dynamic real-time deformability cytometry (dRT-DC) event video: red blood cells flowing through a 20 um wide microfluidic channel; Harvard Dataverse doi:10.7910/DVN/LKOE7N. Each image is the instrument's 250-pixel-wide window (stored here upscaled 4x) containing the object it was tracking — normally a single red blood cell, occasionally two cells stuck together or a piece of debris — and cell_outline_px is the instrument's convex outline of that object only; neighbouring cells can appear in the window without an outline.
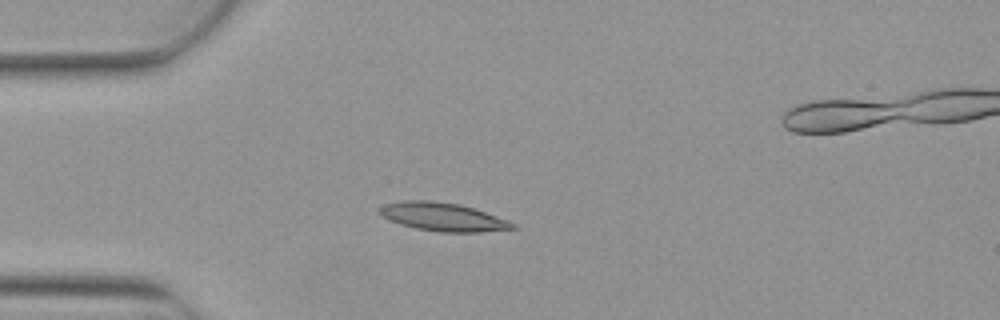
{"species": "Egyptian fruit bat (a non-hibernating species)", "species_latin": "Rousettus aegyptiacus", "temperature_condition": "warm", "stored_images_in_passage": 5, "camera_frame_rate_fps": 3000, "um_per_image_px": 0.085, "animal": {"sex": "female"}, "frame": {"image": 1, "passage_image": 4, "time_ms": 1.0, "image_size_px": [1000, 320], "cell_outline_px": [[516, 228], [480, 232], [440, 232], [416, 228], [400, 224], [388, 220], [380, 216], [380, 208], [384, 204], [404, 200], [428, 200], [460, 204], [508, 220], [516, 224]], "centroid_in_image_um": [37.62, 18.43], "position_along_channel_um": 47.4, "area_um2": 21.85}}